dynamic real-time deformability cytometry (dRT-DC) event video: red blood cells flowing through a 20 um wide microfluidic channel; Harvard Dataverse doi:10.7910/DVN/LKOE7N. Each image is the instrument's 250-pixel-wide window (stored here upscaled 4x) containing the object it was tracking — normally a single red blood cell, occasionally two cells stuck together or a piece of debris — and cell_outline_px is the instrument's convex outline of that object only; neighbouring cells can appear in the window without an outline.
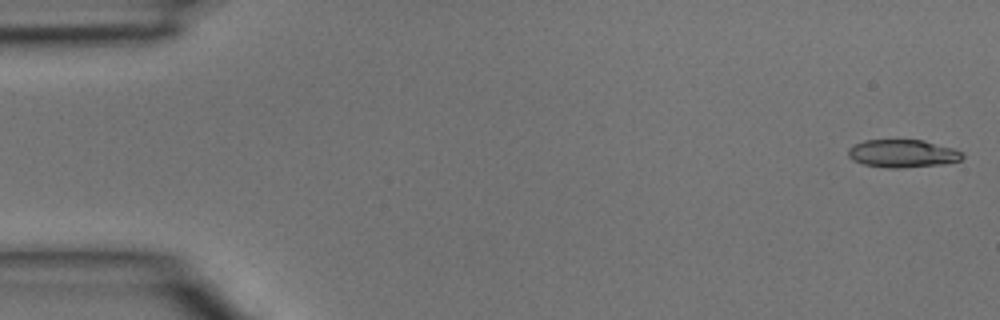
{"species": "common noctule bat (a hibernating species)", "species_latin": "Nyctalus noctula", "temperature_condition": "room temperature", "stored_images_in_passage": 5, "camera_frame_rate_fps": 3000, "um_per_image_px": 0.085, "animal": {"sex": "male", "body_mass_g": 15.6}, "frame": {"image": 1, "passage_image": 1, "time_ms": 0.0, "image_size_px": [1000, 320], "cell_outline_px": [[964, 156], [960, 160], [944, 164], [900, 168], [888, 168], [864, 164], [852, 160], [848, 156], [848, 148], [864, 140], [924, 140], [952, 148], [964, 152]], "centroid_in_image_um": [76.73, 13.05], "position_along_channel_um": 8.3, "area_um2": 18.55}}